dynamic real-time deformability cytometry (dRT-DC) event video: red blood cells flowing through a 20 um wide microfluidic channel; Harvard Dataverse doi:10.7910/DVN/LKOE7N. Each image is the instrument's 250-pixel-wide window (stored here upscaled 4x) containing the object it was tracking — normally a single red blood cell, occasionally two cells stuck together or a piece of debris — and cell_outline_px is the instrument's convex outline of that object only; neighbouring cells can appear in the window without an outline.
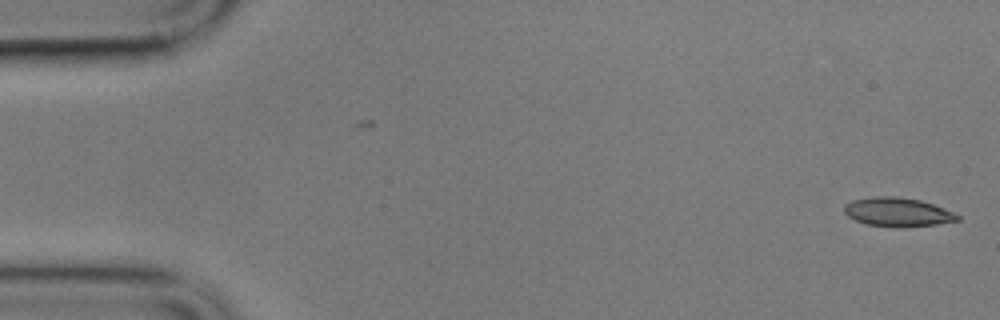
{"species": "common noctule bat (a hibernating species)", "species_latin": "Nyctalus noctula", "temperature_condition": "cold", "stored_images_in_passage": 58, "camera_frame_rate_fps": 3000, "um_per_image_px": 0.085, "animal": {"sex": "male", "body_mass_g": 17.9}, "frame": {"image": 1, "passage_image": 1, "time_ms": 0.0, "image_size_px": [1000, 320], "cell_outline_px": [[960, 220], [936, 224], [904, 228], [892, 228], [864, 224], [848, 216], [844, 212], [844, 204], [852, 200], [872, 196], [892, 196], [920, 200], [932, 204], [952, 212], [960, 216]], "centroid_in_image_um": [76.25, 18.04], "position_along_channel_um": 8.7, "area_um2": 19.25}}
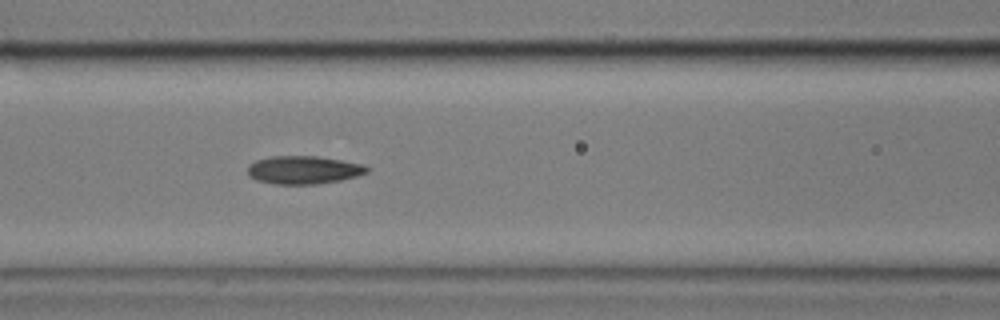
{"frame": {"image": 2, "passage_image": 24, "time_ms": 7.667, "image_size_px": [1000, 320], "cell_outline_px": [[372, 168], [368, 172], [356, 176], [340, 180], [316, 184], [276, 184], [256, 180], [248, 176], [248, 164], [256, 160], [272, 156], [316, 156], [364, 164]], "centroid_in_image_um": [25.81, 14.44], "position_along_channel_um": 140.8, "area_um2": 19.59}}
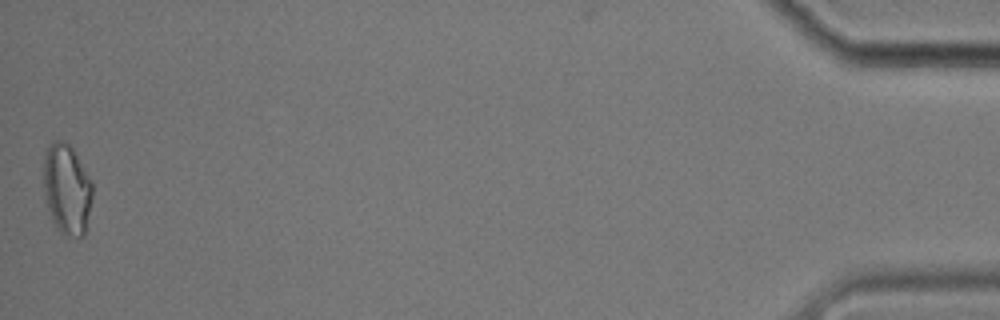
{"frame": {"image": 3, "passage_image": 58, "time_ms": 19.0, "image_size_px": [1000, 320], "cell_outline_px": [[92, 196], [84, 236], [76, 236], [60, 232], [52, 220], [44, 200], [44, 156], [48, 144], [52, 140], [64, 140], [72, 148], [88, 176], [92, 184]], "centroid_in_image_um": [5.65, 16.05], "position_along_channel_um": 429.5, "area_um2": 25.55}, "authors_computed_cell_mechanics": {"area_um2": 19.4786, "velocity_mm_per_s": 3.3826, "shape_relaxation_time_tau1_ms": 9.0807, "shape_relaxation_time_tau2_ms": 4.1641, "deformation_change_tau1": 0.1705, "deformation_change_tau2": 0.1188}}